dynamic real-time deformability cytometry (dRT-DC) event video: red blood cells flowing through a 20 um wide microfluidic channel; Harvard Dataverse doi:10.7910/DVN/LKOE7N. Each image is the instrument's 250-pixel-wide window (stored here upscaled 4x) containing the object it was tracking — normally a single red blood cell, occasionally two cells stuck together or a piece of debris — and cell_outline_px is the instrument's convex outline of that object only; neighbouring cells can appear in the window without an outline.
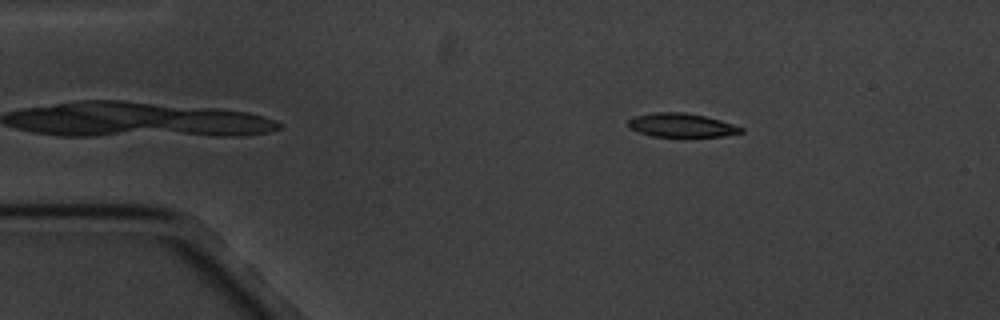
{"species": "common noctule bat (a hibernating species)", "species_latin": "Nyctalus noctula", "temperature_condition": "cold", "stored_images_in_passage": 4, "camera_frame_rate_fps": 3000, "um_per_image_px": 0.085, "animal": {"sex": "male", "body_mass_g": 20.1, "forearm_length_mm": 53.5}, "frame": {"image": 1, "passage_image": 2, "time_ms": 1.0, "image_size_px": [1000, 320], "cell_outline_px": [[744, 132], [724, 136], [652, 136], [628, 128], [628, 120], [632, 116], [656, 112], [684, 112], [704, 116], [720, 120], [744, 128]], "centroid_in_image_um": [57.9, 10.63], "position_along_channel_um": 27.1, "area_um2": 15.55}}